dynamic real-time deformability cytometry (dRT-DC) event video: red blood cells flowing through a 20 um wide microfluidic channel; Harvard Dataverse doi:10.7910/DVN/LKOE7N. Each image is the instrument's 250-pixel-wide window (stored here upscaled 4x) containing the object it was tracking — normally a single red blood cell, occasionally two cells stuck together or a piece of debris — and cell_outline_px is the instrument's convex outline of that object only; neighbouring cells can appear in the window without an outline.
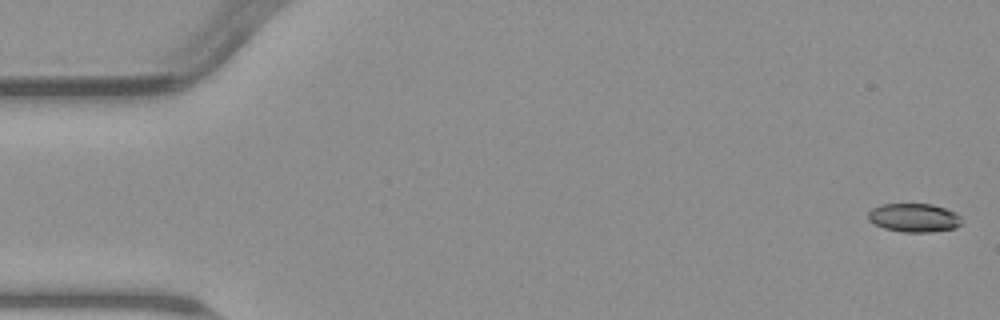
{"species": "common noctule bat (a hibernating species)", "species_latin": "Nyctalus noctula", "temperature_condition": "warm", "stored_images_in_passage": 6, "segment_of_instrument_passage": [1, 2], "camera_frame_rate_fps": 3000, "um_per_image_px": 0.085, "animal": {"sex": "male", "body_mass_g": 23.1, "forearm_length_mm": 52.7}, "frame": {"image": 1, "passage_image": 1, "time_ms": 0.0, "image_size_px": [1000, 320], "cell_outline_px": [[960, 224], [956, 228], [932, 232], [904, 232], [884, 228], [868, 220], [868, 212], [872, 208], [880, 204], [932, 204], [956, 212], [960, 216]], "centroid_in_image_um": [77.69, 18.5], "position_along_channel_um": 7.3, "area_um2": 15.61}}
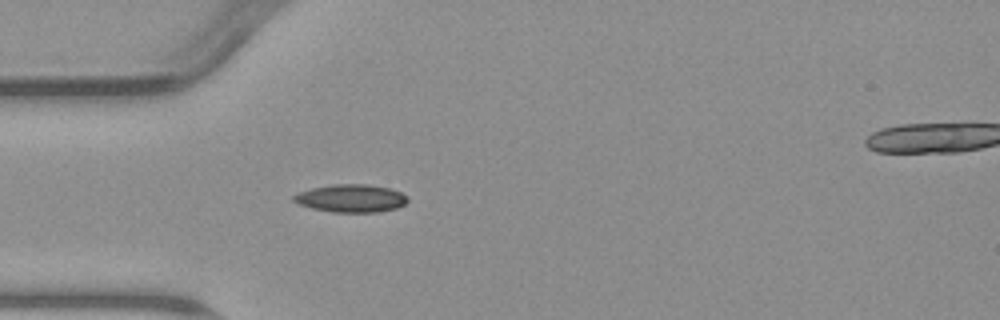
{"frame": {"image": 2, "passage_image": 5, "time_ms": 5.0, "image_size_px": [1000, 320], "cell_outline_px": [[408, 200], [404, 204], [396, 208], [376, 212], [332, 212], [312, 208], [300, 204], [292, 200], [292, 196], [296, 192], [312, 188], [332, 184], [368, 184], [388, 188], [400, 192], [408, 196]], "centroid_in_image_um": [29.81, 16.85], "position_along_channel_um": 55.2, "area_um2": 18.5}}